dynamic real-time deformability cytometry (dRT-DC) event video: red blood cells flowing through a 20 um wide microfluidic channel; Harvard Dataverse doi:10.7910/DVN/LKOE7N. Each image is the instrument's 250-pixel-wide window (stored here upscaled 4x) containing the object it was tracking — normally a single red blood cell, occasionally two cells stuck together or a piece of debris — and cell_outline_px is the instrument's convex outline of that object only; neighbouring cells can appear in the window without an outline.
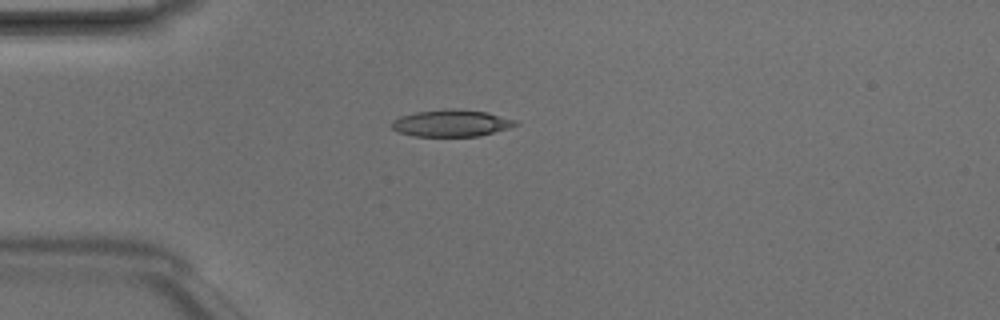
{"species": "Egyptian fruit bat (a non-hibernating species)", "species_latin": "Rousettus aegyptiacus", "temperature_condition": "room temperature", "stored_images_in_passage": 3, "camera_frame_rate_fps": 3000, "um_per_image_px": 0.085, "animal": {"sex": "male"}, "frame": {"image": 1, "passage_image": 2, "time_ms": 0.333, "image_size_px": [1000, 320], "cell_outline_px": [[520, 124], [508, 128], [480, 136], [412, 136], [396, 132], [392, 128], [392, 120], [400, 116], [416, 112], [452, 108], [456, 108], [488, 112], [516, 120]], "centroid_in_image_um": [38.36, 10.47], "position_along_channel_um": 46.6, "area_um2": 19.54}}